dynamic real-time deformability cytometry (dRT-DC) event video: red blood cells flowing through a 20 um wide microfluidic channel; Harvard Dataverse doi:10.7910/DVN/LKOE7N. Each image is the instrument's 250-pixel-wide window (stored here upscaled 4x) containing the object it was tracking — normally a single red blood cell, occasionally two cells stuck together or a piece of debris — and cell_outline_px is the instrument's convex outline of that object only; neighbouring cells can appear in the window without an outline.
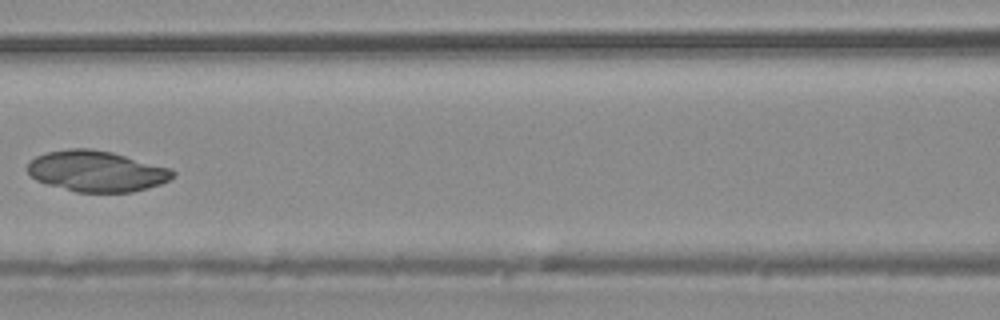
{"species": "common noctule bat (a hibernating species)", "species_latin": "Nyctalus noctula", "temperature_condition": "warm", "stored_images_in_passage": 5, "camera_frame_rate_fps": 3000, "um_per_image_px": 0.085, "animal": {"sex": "male", "body_mass_g": 20.4}, "frame": {"image": 1, "passage_image": 5, "time_ms": 5.667, "image_size_px": [1000, 320], "cell_outline_px": [[176, 172], [168, 180], [160, 184], [148, 188], [132, 192], [76, 192], [48, 184], [36, 180], [28, 172], [28, 160], [36, 156], [48, 152], [68, 148], [88, 148], [112, 152], [172, 168]], "centroid_in_image_um": [8.21, 14.54], "position_along_channel_um": 158.4, "area_um2": 34.62}}